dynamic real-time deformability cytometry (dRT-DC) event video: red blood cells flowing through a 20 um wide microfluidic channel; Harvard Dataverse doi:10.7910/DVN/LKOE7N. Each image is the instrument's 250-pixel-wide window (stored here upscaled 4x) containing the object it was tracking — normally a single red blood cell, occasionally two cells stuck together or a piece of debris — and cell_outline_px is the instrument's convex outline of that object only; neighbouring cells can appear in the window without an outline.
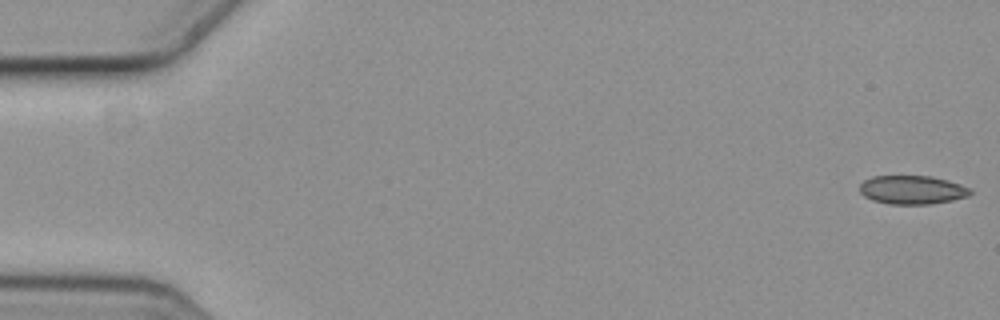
{"species": "common noctule bat (a hibernating species)", "species_latin": "Nyctalus noctula", "temperature_condition": "cold", "stored_images_in_passage": 7, "camera_frame_rate_fps": 3000, "um_per_image_px": 0.085, "animal": {"sex": "female", "body_mass_g": 19.3, "forearm_length_mm": 54.1}, "frame": {"image": 1, "passage_image": 1, "time_ms": 0.0, "image_size_px": [1000, 320], "cell_outline_px": [[972, 192], [968, 196], [952, 200], [928, 204], [888, 204], [872, 200], [864, 196], [860, 192], [860, 184], [864, 180], [872, 176], [932, 176], [968, 188]], "centroid_in_image_um": [77.47, 16.14], "position_along_channel_um": 7.5, "area_um2": 18.21}}
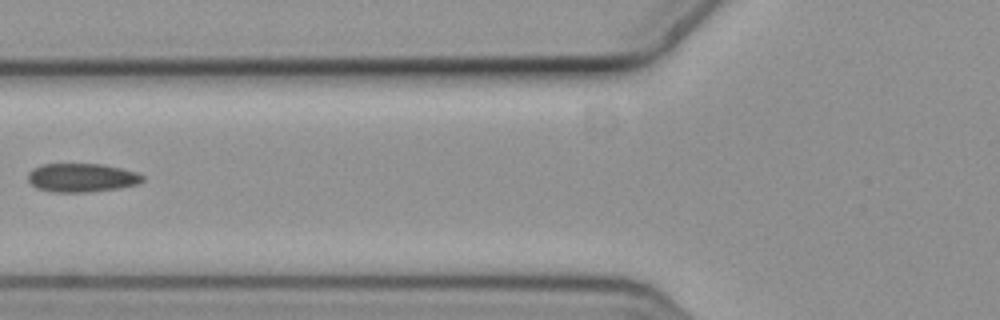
{"frame": {"image": 2, "passage_image": 6, "time_ms": 1.667, "image_size_px": [1000, 320], "cell_outline_px": [[144, 180], [136, 184], [120, 188], [88, 192], [52, 192], [36, 188], [28, 180], [28, 172], [32, 168], [44, 164], [104, 164], [136, 172], [144, 176]], "centroid_in_image_um": [6.93, 15.1], "position_along_channel_um": 118.9, "area_um2": 19.19}}